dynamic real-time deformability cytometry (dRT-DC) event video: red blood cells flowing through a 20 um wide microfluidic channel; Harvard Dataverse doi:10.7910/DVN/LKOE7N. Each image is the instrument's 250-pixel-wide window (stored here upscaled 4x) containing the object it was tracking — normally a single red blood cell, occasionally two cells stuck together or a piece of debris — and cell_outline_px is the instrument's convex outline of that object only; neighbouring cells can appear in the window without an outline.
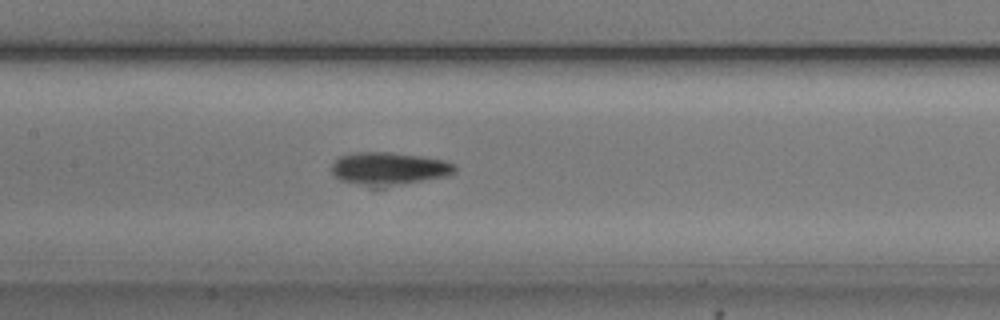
{"species": "common noctule bat (a hibernating species)", "species_latin": "Nyctalus noctula", "temperature_condition": "cold", "stored_images_in_passage": 48, "camera_frame_rate_fps": 3000, "um_per_image_px": 0.085, "animal": {"sex": "male", "body_mass_g": 20.5, "forearm_length_mm": 52.5}, "frame": {"image": 1, "passage_image": 20, "time_ms": 6.333, "image_size_px": [1000, 320], "cell_outline_px": [[456, 172], [448, 176], [384, 188], [368, 188], [340, 180], [332, 176], [332, 164], [340, 156], [356, 152], [388, 152], [420, 156], [444, 160], [456, 164]], "centroid_in_image_um": [33.05, 14.37], "position_along_channel_um": 174.4, "area_um2": 24.22}}
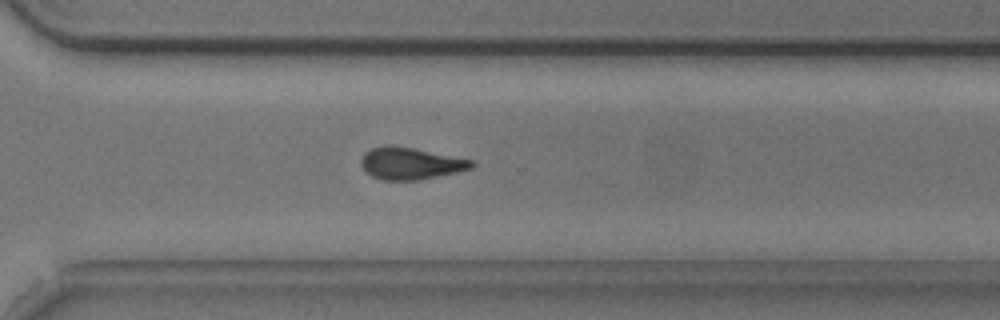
{"frame": {"image": 2, "passage_image": 33, "time_ms": 10.667, "image_size_px": [1000, 320], "cell_outline_px": [[476, 164], [472, 168], [456, 172], [420, 180], [384, 180], [372, 176], [360, 164], [360, 160], [364, 152], [372, 148], [412, 148], [476, 160]], "centroid_in_image_um": [34.97, 13.92], "position_along_channel_um": 335.6, "area_um2": 20.06}}
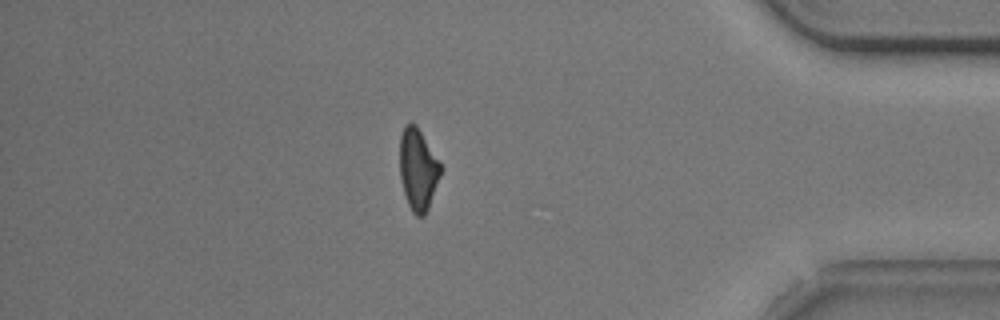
{"frame": {"image": 3, "passage_image": 41, "time_ms": 13.333, "image_size_px": [1000, 320], "cell_outline_px": [[444, 168], [428, 208], [424, 216], [416, 216], [412, 212], [408, 204], [404, 192], [400, 176], [400, 136], [404, 124], [416, 124]], "centroid_in_image_um": [35.55, 14.39], "position_along_channel_um": 399.7, "area_um2": 19.54}, "authors_computed_cell_mechanics": {"area_um2": 20.5768, "velocity_mm_per_s": 3.7539, "shape_relaxation_time_tau1_ms": 2.2792, "shape_relaxation_time_tau2_ms": null, "deformation_change_tau1": 0.1068, "deformation_change_tau2": null}}